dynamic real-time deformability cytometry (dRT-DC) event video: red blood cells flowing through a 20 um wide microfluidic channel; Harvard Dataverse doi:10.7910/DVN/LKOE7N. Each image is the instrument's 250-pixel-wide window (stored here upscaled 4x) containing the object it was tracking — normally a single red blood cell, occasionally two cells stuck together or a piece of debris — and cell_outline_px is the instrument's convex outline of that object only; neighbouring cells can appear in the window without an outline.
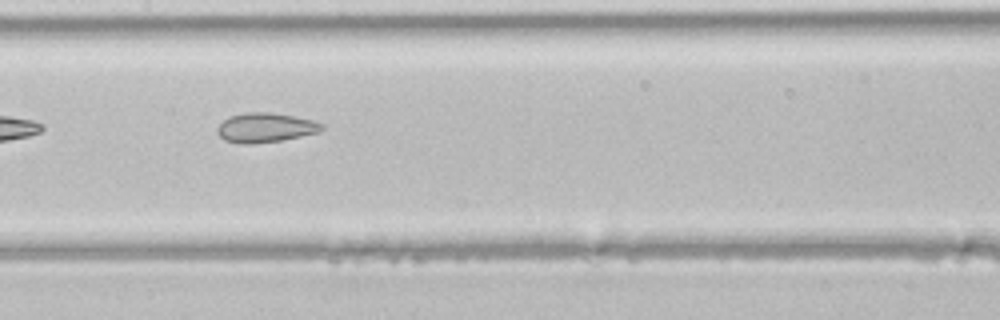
{"species": "common noctule bat (a hibernating species)", "species_latin": "Nyctalus noctula", "temperature_condition": "room temperature", "stored_images_in_passage": 5, "camera_frame_rate_fps": 3000, "um_per_image_px": 0.085, "animal": {"sex": "male", "body_mass_g": 21.5, "forearm_length_mm": 52.0}, "frame": {"image": 1, "passage_image": 5, "time_ms": 1.333, "image_size_px": [1000, 320], "cell_outline_px": [[324, 128], [316, 132], [280, 140], [252, 144], [244, 144], [224, 140], [216, 132], [216, 128], [224, 120], [232, 116], [244, 112], [272, 112], [312, 120], [324, 124]], "centroid_in_image_um": [22.52, 10.84], "position_along_channel_um": 184.9, "area_um2": 17.69}}